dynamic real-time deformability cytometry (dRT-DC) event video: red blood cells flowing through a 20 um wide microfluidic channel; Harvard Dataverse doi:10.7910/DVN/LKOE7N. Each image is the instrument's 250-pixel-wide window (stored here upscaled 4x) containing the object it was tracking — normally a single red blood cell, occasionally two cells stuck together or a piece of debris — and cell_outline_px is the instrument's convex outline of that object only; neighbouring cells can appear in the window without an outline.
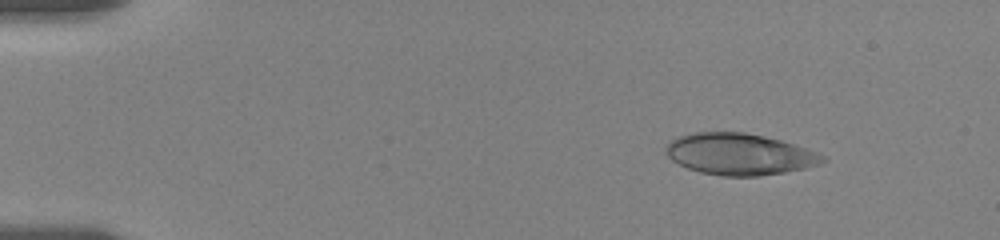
{"species": "human", "species_latin": "Homo sapiens", "temperature_condition": "room temperature", "stored_images_in_passage": 50, "camera_frame_rate_fps": 3000, "um_per_image_px": 0.085, "donor": {"sex": "female"}, "frame": {"image": 1, "passage_image": 1, "time_ms": 0.0, "image_size_px": [1000, 240], "cell_outline_px": [[828, 160], [804, 168], [784, 172], [760, 176], [720, 176], [700, 172], [688, 168], [672, 160], [664, 152], [664, 148], [672, 140], [680, 136], [692, 132], [744, 132], [764, 136], [780, 140], [816, 152], [824, 156]], "centroid_in_image_um": [62.81, 13.1], "position_along_channel_um": 22.2, "area_um2": 37.63}}
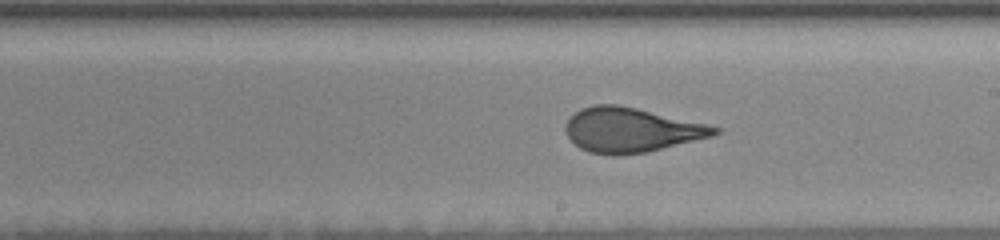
{"frame": {"image": 2, "passage_image": 27, "time_ms": 8.667, "image_size_px": [1000, 240], "cell_outline_px": [[720, 132], [712, 136], [648, 152], [616, 156], [612, 156], [588, 152], [580, 148], [564, 132], [564, 124], [580, 108], [596, 104], [616, 104], [636, 108], [708, 124], [720, 128]], "centroid_in_image_um": [53.62, 11.05], "position_along_channel_um": 235.4, "area_um2": 38.73}}
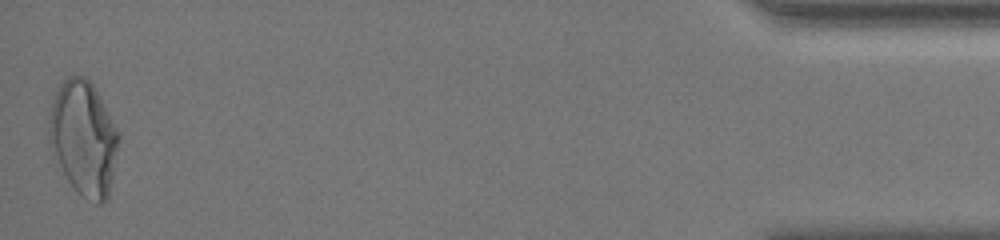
{"frame": {"image": 3, "passage_image": 50, "time_ms": 16.333, "image_size_px": [1000, 240], "cell_outline_px": [[120, 140], [108, 200], [100, 204], [96, 204], [84, 196], [68, 180], [52, 152], [48, 140], [48, 120], [52, 104], [56, 92], [60, 84], [68, 76], [84, 76], [92, 84], [116, 128], [120, 136]], "centroid_in_image_um": [7.1, 11.75], "position_along_channel_um": 428.1, "area_um2": 45.95}, "authors_computed_cell_mechanics": {"area_um2": 38.6393, "velocity_mm_per_s": 3.5566, "shape_relaxation_time_tau1_ms": 6.7925, "shape_relaxation_time_tau2_ms": 0.7357, "deformation_change_tau1": 0.1981, "deformation_change_tau2": 0.078}}